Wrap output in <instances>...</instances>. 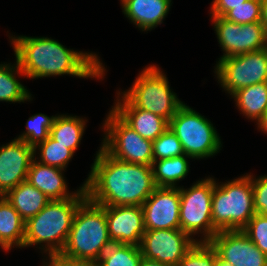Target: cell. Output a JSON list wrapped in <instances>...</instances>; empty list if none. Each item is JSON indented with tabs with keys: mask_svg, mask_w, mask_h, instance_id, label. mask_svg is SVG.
<instances>
[{
	"mask_svg": "<svg viewBox=\"0 0 267 266\" xmlns=\"http://www.w3.org/2000/svg\"><path fill=\"white\" fill-rule=\"evenodd\" d=\"M215 179L208 177L195 182L190 188L179 187L180 229L190 235L202 234L199 242H209L218 231L212 222V194Z\"/></svg>",
	"mask_w": 267,
	"mask_h": 266,
	"instance_id": "ba28073f",
	"label": "cell"
},
{
	"mask_svg": "<svg viewBox=\"0 0 267 266\" xmlns=\"http://www.w3.org/2000/svg\"><path fill=\"white\" fill-rule=\"evenodd\" d=\"M25 221L14 207L0 196V246L8 251L12 247H24Z\"/></svg>",
	"mask_w": 267,
	"mask_h": 266,
	"instance_id": "44dd1931",
	"label": "cell"
},
{
	"mask_svg": "<svg viewBox=\"0 0 267 266\" xmlns=\"http://www.w3.org/2000/svg\"><path fill=\"white\" fill-rule=\"evenodd\" d=\"M231 96L243 116L248 119L258 122L267 111V82L241 88Z\"/></svg>",
	"mask_w": 267,
	"mask_h": 266,
	"instance_id": "7402d4cb",
	"label": "cell"
},
{
	"mask_svg": "<svg viewBox=\"0 0 267 266\" xmlns=\"http://www.w3.org/2000/svg\"><path fill=\"white\" fill-rule=\"evenodd\" d=\"M214 72L222 88L230 95L241 88L267 82V47L221 58Z\"/></svg>",
	"mask_w": 267,
	"mask_h": 266,
	"instance_id": "30bf717a",
	"label": "cell"
},
{
	"mask_svg": "<svg viewBox=\"0 0 267 266\" xmlns=\"http://www.w3.org/2000/svg\"><path fill=\"white\" fill-rule=\"evenodd\" d=\"M70 199L52 200L37 215L25 222L24 247L46 243L48 256L60 254L64 249L78 207L87 199L84 185ZM45 247V248H44Z\"/></svg>",
	"mask_w": 267,
	"mask_h": 266,
	"instance_id": "3957f363",
	"label": "cell"
},
{
	"mask_svg": "<svg viewBox=\"0 0 267 266\" xmlns=\"http://www.w3.org/2000/svg\"><path fill=\"white\" fill-rule=\"evenodd\" d=\"M4 197L25 222L37 215L50 202L44 193L27 181L8 191Z\"/></svg>",
	"mask_w": 267,
	"mask_h": 266,
	"instance_id": "ffe728a7",
	"label": "cell"
},
{
	"mask_svg": "<svg viewBox=\"0 0 267 266\" xmlns=\"http://www.w3.org/2000/svg\"><path fill=\"white\" fill-rule=\"evenodd\" d=\"M84 182L87 198L100 206H141L156 185L152 166L120 161L102 147Z\"/></svg>",
	"mask_w": 267,
	"mask_h": 266,
	"instance_id": "6da1fadb",
	"label": "cell"
},
{
	"mask_svg": "<svg viewBox=\"0 0 267 266\" xmlns=\"http://www.w3.org/2000/svg\"><path fill=\"white\" fill-rule=\"evenodd\" d=\"M49 266H96V263L81 260H72L63 257L60 254L49 256Z\"/></svg>",
	"mask_w": 267,
	"mask_h": 266,
	"instance_id": "e575fe53",
	"label": "cell"
},
{
	"mask_svg": "<svg viewBox=\"0 0 267 266\" xmlns=\"http://www.w3.org/2000/svg\"><path fill=\"white\" fill-rule=\"evenodd\" d=\"M169 128L180 140L185 155L192 159L211 157L221 150V139L213 124L186 104L169 121Z\"/></svg>",
	"mask_w": 267,
	"mask_h": 266,
	"instance_id": "52a82bcc",
	"label": "cell"
},
{
	"mask_svg": "<svg viewBox=\"0 0 267 266\" xmlns=\"http://www.w3.org/2000/svg\"><path fill=\"white\" fill-rule=\"evenodd\" d=\"M214 266H233L230 263L221 260L218 256L215 258Z\"/></svg>",
	"mask_w": 267,
	"mask_h": 266,
	"instance_id": "f35d334b",
	"label": "cell"
},
{
	"mask_svg": "<svg viewBox=\"0 0 267 266\" xmlns=\"http://www.w3.org/2000/svg\"><path fill=\"white\" fill-rule=\"evenodd\" d=\"M142 258L140 246L112 243L96 262V266H139Z\"/></svg>",
	"mask_w": 267,
	"mask_h": 266,
	"instance_id": "484cf974",
	"label": "cell"
},
{
	"mask_svg": "<svg viewBox=\"0 0 267 266\" xmlns=\"http://www.w3.org/2000/svg\"><path fill=\"white\" fill-rule=\"evenodd\" d=\"M258 128L261 131H264L267 134V111L263 115V117L257 122Z\"/></svg>",
	"mask_w": 267,
	"mask_h": 266,
	"instance_id": "74e56055",
	"label": "cell"
},
{
	"mask_svg": "<svg viewBox=\"0 0 267 266\" xmlns=\"http://www.w3.org/2000/svg\"><path fill=\"white\" fill-rule=\"evenodd\" d=\"M139 266H169V265L158 262L153 259H148L143 257Z\"/></svg>",
	"mask_w": 267,
	"mask_h": 266,
	"instance_id": "d590c367",
	"label": "cell"
},
{
	"mask_svg": "<svg viewBox=\"0 0 267 266\" xmlns=\"http://www.w3.org/2000/svg\"><path fill=\"white\" fill-rule=\"evenodd\" d=\"M187 155L153 161V180L156 187H177L176 184L184 179L189 172Z\"/></svg>",
	"mask_w": 267,
	"mask_h": 266,
	"instance_id": "603a6c76",
	"label": "cell"
},
{
	"mask_svg": "<svg viewBox=\"0 0 267 266\" xmlns=\"http://www.w3.org/2000/svg\"><path fill=\"white\" fill-rule=\"evenodd\" d=\"M105 214L112 243L140 246L145 233L141 206H105Z\"/></svg>",
	"mask_w": 267,
	"mask_h": 266,
	"instance_id": "2e32d148",
	"label": "cell"
},
{
	"mask_svg": "<svg viewBox=\"0 0 267 266\" xmlns=\"http://www.w3.org/2000/svg\"><path fill=\"white\" fill-rule=\"evenodd\" d=\"M145 231L180 229L179 187H156L141 205Z\"/></svg>",
	"mask_w": 267,
	"mask_h": 266,
	"instance_id": "4fadbf2b",
	"label": "cell"
},
{
	"mask_svg": "<svg viewBox=\"0 0 267 266\" xmlns=\"http://www.w3.org/2000/svg\"><path fill=\"white\" fill-rule=\"evenodd\" d=\"M224 18L240 25L261 22V0H247L243 4L230 10Z\"/></svg>",
	"mask_w": 267,
	"mask_h": 266,
	"instance_id": "4dcf8cb0",
	"label": "cell"
},
{
	"mask_svg": "<svg viewBox=\"0 0 267 266\" xmlns=\"http://www.w3.org/2000/svg\"><path fill=\"white\" fill-rule=\"evenodd\" d=\"M208 243L233 266H267V256L242 230L220 231Z\"/></svg>",
	"mask_w": 267,
	"mask_h": 266,
	"instance_id": "5bb4252c",
	"label": "cell"
},
{
	"mask_svg": "<svg viewBox=\"0 0 267 266\" xmlns=\"http://www.w3.org/2000/svg\"><path fill=\"white\" fill-rule=\"evenodd\" d=\"M62 171L65 170L38 162L35 156L29 167L27 182L44 193L50 201L73 198L80 189L69 193Z\"/></svg>",
	"mask_w": 267,
	"mask_h": 266,
	"instance_id": "ac0fdd59",
	"label": "cell"
},
{
	"mask_svg": "<svg viewBox=\"0 0 267 266\" xmlns=\"http://www.w3.org/2000/svg\"><path fill=\"white\" fill-rule=\"evenodd\" d=\"M122 94L137 108L154 113L168 122L184 104L170 89L167 77L156 65L143 69L132 87Z\"/></svg>",
	"mask_w": 267,
	"mask_h": 266,
	"instance_id": "8992f818",
	"label": "cell"
},
{
	"mask_svg": "<svg viewBox=\"0 0 267 266\" xmlns=\"http://www.w3.org/2000/svg\"><path fill=\"white\" fill-rule=\"evenodd\" d=\"M242 231L267 256V215L255 214Z\"/></svg>",
	"mask_w": 267,
	"mask_h": 266,
	"instance_id": "1f68e13d",
	"label": "cell"
},
{
	"mask_svg": "<svg viewBox=\"0 0 267 266\" xmlns=\"http://www.w3.org/2000/svg\"><path fill=\"white\" fill-rule=\"evenodd\" d=\"M261 9H262V24L265 26L267 32V0H261Z\"/></svg>",
	"mask_w": 267,
	"mask_h": 266,
	"instance_id": "8d00e7d4",
	"label": "cell"
},
{
	"mask_svg": "<svg viewBox=\"0 0 267 266\" xmlns=\"http://www.w3.org/2000/svg\"><path fill=\"white\" fill-rule=\"evenodd\" d=\"M172 0H122L125 16L142 31L155 29L168 14Z\"/></svg>",
	"mask_w": 267,
	"mask_h": 266,
	"instance_id": "d6986e66",
	"label": "cell"
},
{
	"mask_svg": "<svg viewBox=\"0 0 267 266\" xmlns=\"http://www.w3.org/2000/svg\"><path fill=\"white\" fill-rule=\"evenodd\" d=\"M55 117H48L42 113L32 115L27 120L26 132L19 135L17 139L35 148L39 143L44 142L49 137Z\"/></svg>",
	"mask_w": 267,
	"mask_h": 266,
	"instance_id": "83f0119b",
	"label": "cell"
},
{
	"mask_svg": "<svg viewBox=\"0 0 267 266\" xmlns=\"http://www.w3.org/2000/svg\"><path fill=\"white\" fill-rule=\"evenodd\" d=\"M103 129L105 136L101 147L109 155L123 162L152 166L153 142L141 137L113 109Z\"/></svg>",
	"mask_w": 267,
	"mask_h": 266,
	"instance_id": "9c48e42d",
	"label": "cell"
},
{
	"mask_svg": "<svg viewBox=\"0 0 267 266\" xmlns=\"http://www.w3.org/2000/svg\"><path fill=\"white\" fill-rule=\"evenodd\" d=\"M112 109L141 137L154 141L169 128V122L149 111L137 108L124 94Z\"/></svg>",
	"mask_w": 267,
	"mask_h": 266,
	"instance_id": "e0dca14e",
	"label": "cell"
},
{
	"mask_svg": "<svg viewBox=\"0 0 267 266\" xmlns=\"http://www.w3.org/2000/svg\"><path fill=\"white\" fill-rule=\"evenodd\" d=\"M224 54L221 58L259 51L267 47V32L262 22L237 24L224 17H211Z\"/></svg>",
	"mask_w": 267,
	"mask_h": 266,
	"instance_id": "8fae6325",
	"label": "cell"
},
{
	"mask_svg": "<svg viewBox=\"0 0 267 266\" xmlns=\"http://www.w3.org/2000/svg\"><path fill=\"white\" fill-rule=\"evenodd\" d=\"M16 60L28 78L73 75L103 78L105 68L94 53L67 49L48 37L11 36Z\"/></svg>",
	"mask_w": 267,
	"mask_h": 266,
	"instance_id": "7a4b0ae2",
	"label": "cell"
},
{
	"mask_svg": "<svg viewBox=\"0 0 267 266\" xmlns=\"http://www.w3.org/2000/svg\"><path fill=\"white\" fill-rule=\"evenodd\" d=\"M111 244L105 206L97 205L87 198L76 211L66 245L60 255L72 260L96 263Z\"/></svg>",
	"mask_w": 267,
	"mask_h": 266,
	"instance_id": "277c9868",
	"label": "cell"
},
{
	"mask_svg": "<svg viewBox=\"0 0 267 266\" xmlns=\"http://www.w3.org/2000/svg\"><path fill=\"white\" fill-rule=\"evenodd\" d=\"M16 74L25 75L17 60L15 65L0 64V101L24 102L31 99L28 90L16 79Z\"/></svg>",
	"mask_w": 267,
	"mask_h": 266,
	"instance_id": "d4e9b609",
	"label": "cell"
},
{
	"mask_svg": "<svg viewBox=\"0 0 267 266\" xmlns=\"http://www.w3.org/2000/svg\"><path fill=\"white\" fill-rule=\"evenodd\" d=\"M217 254L208 242H196L177 266H214Z\"/></svg>",
	"mask_w": 267,
	"mask_h": 266,
	"instance_id": "f546056e",
	"label": "cell"
},
{
	"mask_svg": "<svg viewBox=\"0 0 267 266\" xmlns=\"http://www.w3.org/2000/svg\"><path fill=\"white\" fill-rule=\"evenodd\" d=\"M251 174L217 184L212 194V222L218 231L242 230L255 215Z\"/></svg>",
	"mask_w": 267,
	"mask_h": 266,
	"instance_id": "5b68a950",
	"label": "cell"
},
{
	"mask_svg": "<svg viewBox=\"0 0 267 266\" xmlns=\"http://www.w3.org/2000/svg\"><path fill=\"white\" fill-rule=\"evenodd\" d=\"M34 158V147L17 138L0 147V196L27 181Z\"/></svg>",
	"mask_w": 267,
	"mask_h": 266,
	"instance_id": "9a60e30c",
	"label": "cell"
},
{
	"mask_svg": "<svg viewBox=\"0 0 267 266\" xmlns=\"http://www.w3.org/2000/svg\"><path fill=\"white\" fill-rule=\"evenodd\" d=\"M34 149L35 155L37 152L36 149L40 151V160H38V162L63 170L66 169L68 162L74 155L69 148H66L65 145L55 141L50 135L44 142L39 143Z\"/></svg>",
	"mask_w": 267,
	"mask_h": 266,
	"instance_id": "4316f807",
	"label": "cell"
},
{
	"mask_svg": "<svg viewBox=\"0 0 267 266\" xmlns=\"http://www.w3.org/2000/svg\"><path fill=\"white\" fill-rule=\"evenodd\" d=\"M253 206L256 214L267 215V175L257 179L251 175Z\"/></svg>",
	"mask_w": 267,
	"mask_h": 266,
	"instance_id": "d6a6232c",
	"label": "cell"
},
{
	"mask_svg": "<svg viewBox=\"0 0 267 266\" xmlns=\"http://www.w3.org/2000/svg\"><path fill=\"white\" fill-rule=\"evenodd\" d=\"M247 0H213L211 4V17H224L230 10Z\"/></svg>",
	"mask_w": 267,
	"mask_h": 266,
	"instance_id": "836d02e7",
	"label": "cell"
},
{
	"mask_svg": "<svg viewBox=\"0 0 267 266\" xmlns=\"http://www.w3.org/2000/svg\"><path fill=\"white\" fill-rule=\"evenodd\" d=\"M86 121L77 116L58 115L54 119L49 135L75 153L82 139Z\"/></svg>",
	"mask_w": 267,
	"mask_h": 266,
	"instance_id": "cb8c5ba5",
	"label": "cell"
},
{
	"mask_svg": "<svg viewBox=\"0 0 267 266\" xmlns=\"http://www.w3.org/2000/svg\"><path fill=\"white\" fill-rule=\"evenodd\" d=\"M184 154L180 140L170 128L153 141V161Z\"/></svg>",
	"mask_w": 267,
	"mask_h": 266,
	"instance_id": "f1b7e54d",
	"label": "cell"
},
{
	"mask_svg": "<svg viewBox=\"0 0 267 266\" xmlns=\"http://www.w3.org/2000/svg\"><path fill=\"white\" fill-rule=\"evenodd\" d=\"M196 242L181 229L149 230L143 234L140 250L144 258L177 266Z\"/></svg>",
	"mask_w": 267,
	"mask_h": 266,
	"instance_id": "7c38bea8",
	"label": "cell"
}]
</instances>
